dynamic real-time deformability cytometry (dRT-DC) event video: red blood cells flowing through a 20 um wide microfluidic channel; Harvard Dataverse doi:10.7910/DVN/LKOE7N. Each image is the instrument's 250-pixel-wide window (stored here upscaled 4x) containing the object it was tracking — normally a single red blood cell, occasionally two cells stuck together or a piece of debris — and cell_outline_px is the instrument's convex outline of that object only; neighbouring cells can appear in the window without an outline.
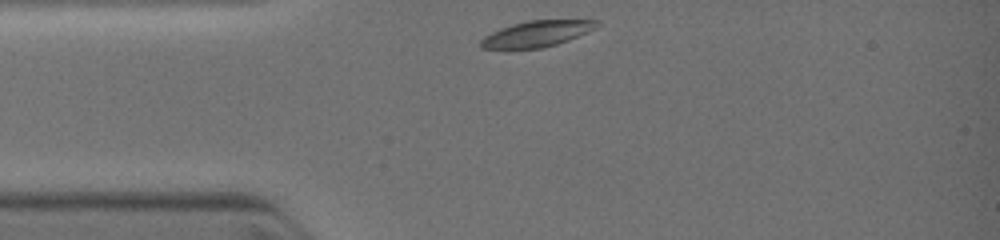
{"species": "common noctule bat (a hibernating species)", "species_latin": "Nyctalus noctula", "temperature_condition": "warm", "stored_images_in_passage": 23, "camera_frame_rate_fps": 3000, "um_per_image_px": 0.085, "animal": {"sex": "female", "body_mass_g": 19.0, "forearm_length_mm": 51.5}, "frame": {"image": 1, "passage_image": 1, "time_ms": 0.0, "image_size_px": [1000, 240], "cell_outline_px": [[600, 24], [568, 40], [556, 44], [540, 48], [480, 48], [480, 40], [484, 36], [500, 28], [512, 24], [528, 20], [600, 20]], "centroid_in_image_um": [45.58, 2.86], "position_along_channel_um": 39.4, "area_um2": 17.17}}
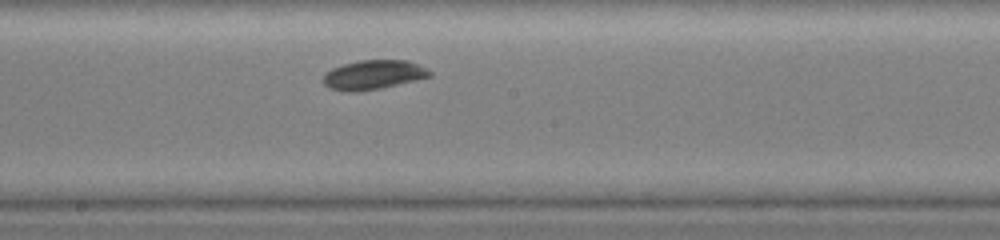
{"frame": {"image": 2, "passage_image": 13, "time_ms": 4.0, "image_size_px": [1000, 240], "cell_outline_px": [[432, 76], [416, 80], [380, 88], [360, 92], [348, 92], [328, 88], [324, 84], [324, 76], [332, 68], [344, 64], [360, 60], [408, 60], [432, 72]], "centroid_in_image_um": [31.73, 6.37], "position_along_channel_um": 216.5, "area_um2": 18.03}}
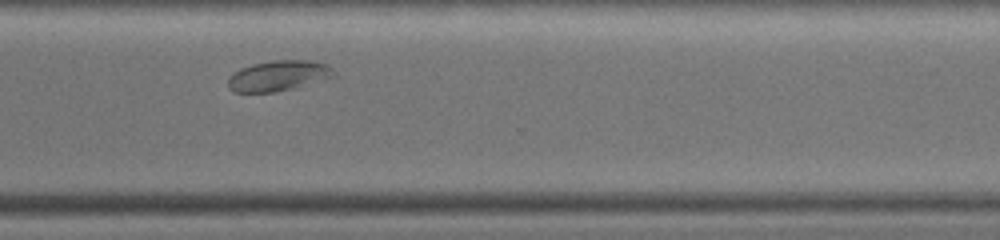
{"frame": {"image": 3, "passage_image": 22, "time_ms": 6.667, "image_size_px": [1000, 240], "cell_outline_px": [[332, 76], [292, 88], [276, 92], [232, 92], [228, 88], [228, 80], [232, 72], [240, 68], [252, 64], [272, 60], [316, 60], [328, 64], [332, 68]], "centroid_in_image_um": [23.59, 6.42], "position_along_channel_um": 347.0, "area_um2": 18.67}}